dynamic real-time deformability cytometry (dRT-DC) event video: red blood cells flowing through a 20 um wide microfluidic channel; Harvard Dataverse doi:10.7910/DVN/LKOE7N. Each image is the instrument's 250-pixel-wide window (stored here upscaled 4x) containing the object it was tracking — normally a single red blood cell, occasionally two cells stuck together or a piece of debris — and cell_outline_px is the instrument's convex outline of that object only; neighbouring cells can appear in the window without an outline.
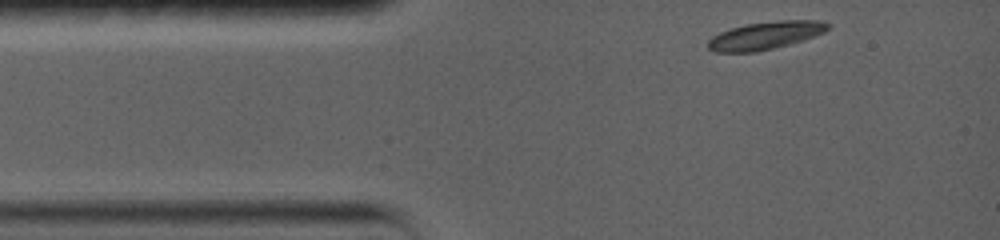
{"species": "common noctule bat (a hibernating species)", "species_latin": "Nyctalus noctula", "temperature_condition": "warm", "stored_images_in_passage": 31, "camera_frame_rate_fps": 5000, "um_per_image_px": 0.085, "animal": {"sex": "female", "body_mass_g": 19.0, "forearm_length_mm": 56.7}, "frame": {"image": 1, "passage_image": 1, "time_ms": 0.0, "image_size_px": [1000, 240], "cell_outline_px": [[832, 24], [824, 32], [788, 44], [756, 52], [716, 52], [708, 48], [708, 40], [712, 36], [720, 32], [744, 24], [780, 20], [816, 20]], "centroid_in_image_um": [65.02, 3.0], "position_along_channel_um": 20.0, "area_um2": 19.13}}
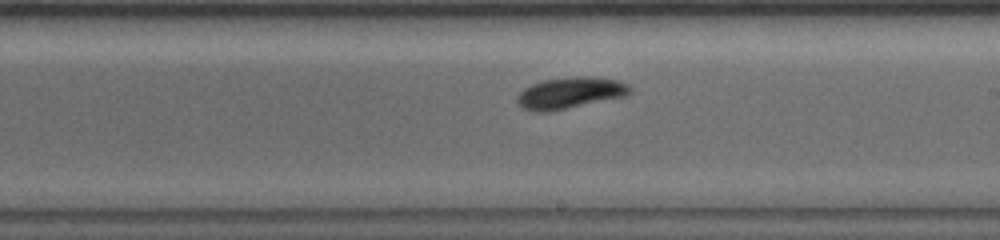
{"frame": {"image": 2, "passage_image": 18, "time_ms": 7.0, "image_size_px": [1000, 240], "cell_outline_px": [[632, 92], [624, 96], [548, 112], [536, 112], [524, 108], [516, 100], [516, 96], [524, 88], [532, 84], [544, 80], [572, 76], [596, 76], [620, 80], [628, 84], [632, 88]], "centroid_in_image_um": [48.49, 7.87], "position_along_channel_um": 240.5, "area_um2": 20.69}}
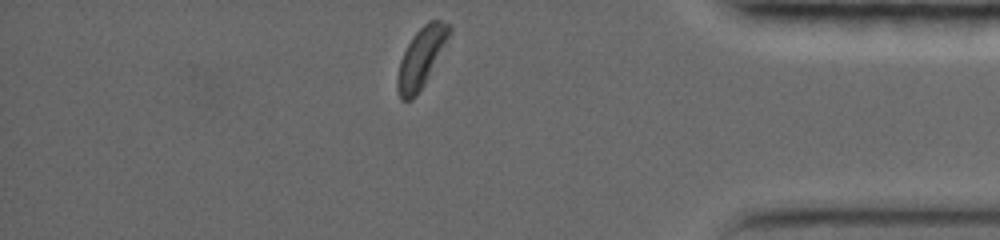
{"frame": {"image": 3, "passage_image": 31, "time_ms": 12.0, "image_size_px": [1000, 240], "cell_outline_px": [[452, 32], [424, 84], [416, 96], [412, 100], [400, 100], [396, 88], [396, 76], [400, 60], [412, 36], [428, 20], [440, 20], [448, 24], [452, 28]], "centroid_in_image_um": [35.78, 4.91], "position_along_channel_um": 399.4, "area_um2": 18.03}, "authors_computed_cell_mechanics": {"area_um2": 19.1318, "velocity_mm_per_s": 3.6855, "shape_relaxation_time_tau1_ms": 1.8867, "shape_relaxation_time_tau2_ms": 3.4637, "deformation_change_tau1": 0.0996, "deformation_change_tau2": 0.0759}}